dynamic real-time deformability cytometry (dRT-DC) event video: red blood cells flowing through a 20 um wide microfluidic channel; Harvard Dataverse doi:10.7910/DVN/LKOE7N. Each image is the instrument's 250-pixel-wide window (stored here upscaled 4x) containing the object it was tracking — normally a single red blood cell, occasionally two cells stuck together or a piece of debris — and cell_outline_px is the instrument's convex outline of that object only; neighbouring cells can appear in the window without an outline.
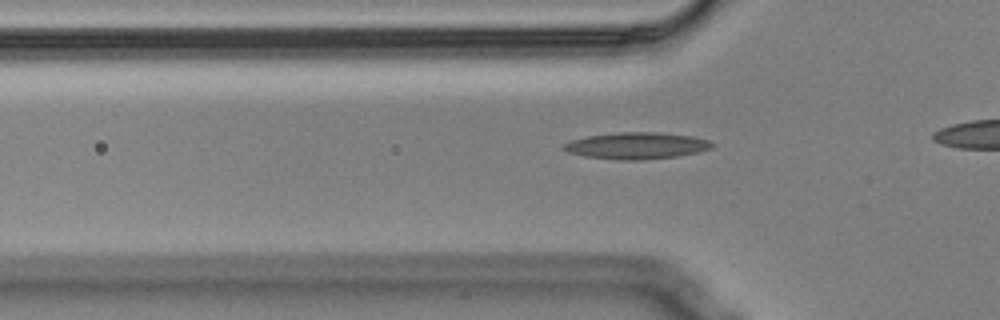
{"species": "Egyptian fruit bat (a non-hibernating species)", "species_latin": "Rousettus aegyptiacus", "temperature_condition": "cold", "stored_images_in_passage": 42, "camera_frame_rate_fps": 3000, "um_per_image_px": 0.085, "animal": {"sex": "male"}, "frame": {"image": 1, "passage_image": 14, "time_ms": 4.333, "image_size_px": [1000, 320], "cell_outline_px": [[716, 144], [712, 148], [696, 152], [676, 156], [640, 160], [620, 160], [584, 156], [568, 152], [560, 148], [560, 144], [568, 140], [588, 136], [616, 132], [656, 132], [692, 136], [708, 140]], "centroid_in_image_um": [54.04, 12.38], "position_along_channel_um": 71.8, "area_um2": 23.18}}
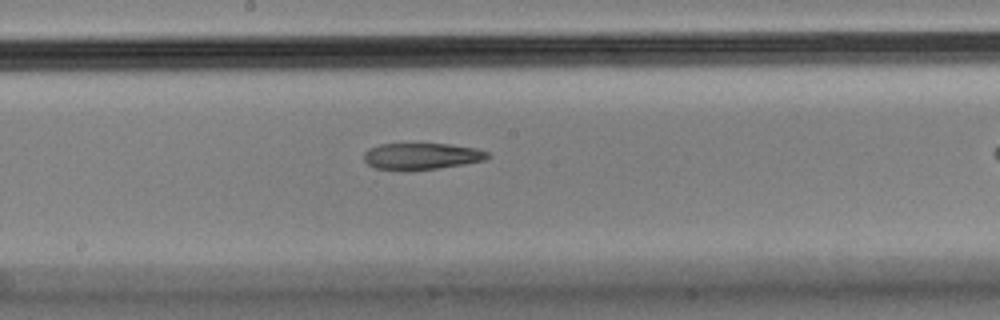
{"frame": {"image": 2, "passage_image": 26, "time_ms": 8.333, "image_size_px": [1000, 320], "cell_outline_px": [[488, 156], [484, 160], [464, 164], [440, 168], [408, 172], [404, 172], [376, 168], [368, 164], [364, 160], [364, 152], [368, 148], [380, 144], [448, 144], [476, 148], [488, 152]], "centroid_in_image_um": [35.78, 13.3], "position_along_channel_um": 212.4, "area_um2": 19.42}}
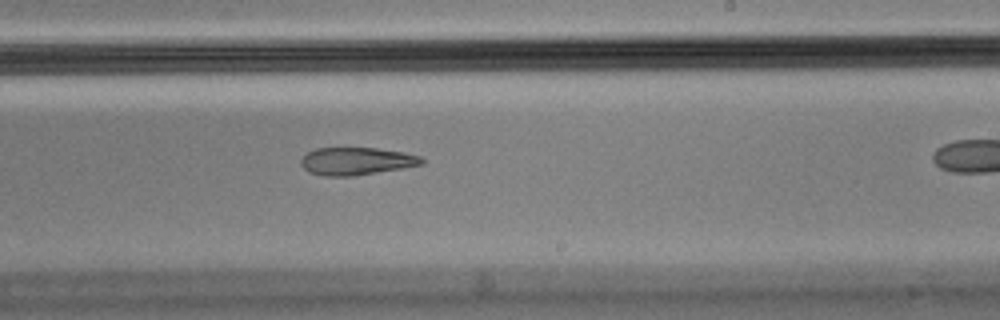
{"frame": {"image": 3, "passage_image": 30, "time_ms": 9.667, "image_size_px": [1000, 320], "cell_outline_px": [[424, 164], [404, 168], [352, 176], [324, 176], [308, 172], [300, 164], [300, 160], [308, 152], [316, 148], [376, 148], [404, 152], [420, 156], [424, 160]], "centroid_in_image_um": [30.3, 13.7], "position_along_channel_um": 258.7, "area_um2": 19.48}}